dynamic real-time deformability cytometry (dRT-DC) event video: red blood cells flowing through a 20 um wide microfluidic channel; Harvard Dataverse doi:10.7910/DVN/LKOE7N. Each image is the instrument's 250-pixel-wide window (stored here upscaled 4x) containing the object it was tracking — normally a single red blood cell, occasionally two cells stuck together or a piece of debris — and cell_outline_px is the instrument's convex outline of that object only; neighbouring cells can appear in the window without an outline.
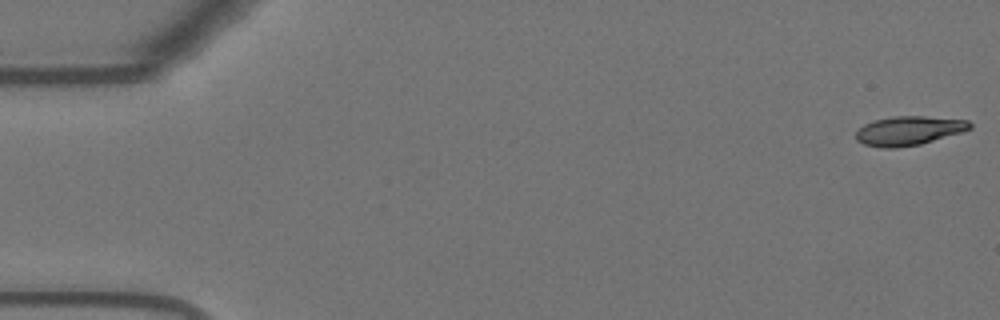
{"species": "Egyptian fruit bat (a non-hibernating species)", "species_latin": "Rousettus aegyptiacus", "temperature_condition": "warm", "stored_images_in_passage": 55, "camera_frame_rate_fps": 3000, "um_per_image_px": 0.085, "animal": {"sex": "female"}, "frame": {"image": 1, "passage_image": 1, "time_ms": 0.0, "image_size_px": [1000, 320], "cell_outline_px": [[972, 128], [964, 132], [920, 144], [896, 148], [880, 148], [864, 144], [856, 140], [856, 132], [864, 124], [872, 120], [892, 116], [924, 116], [968, 120], [972, 124]], "centroid_in_image_um": [77.25, 11.11], "position_along_channel_um": 7.7, "area_um2": 19.54}}
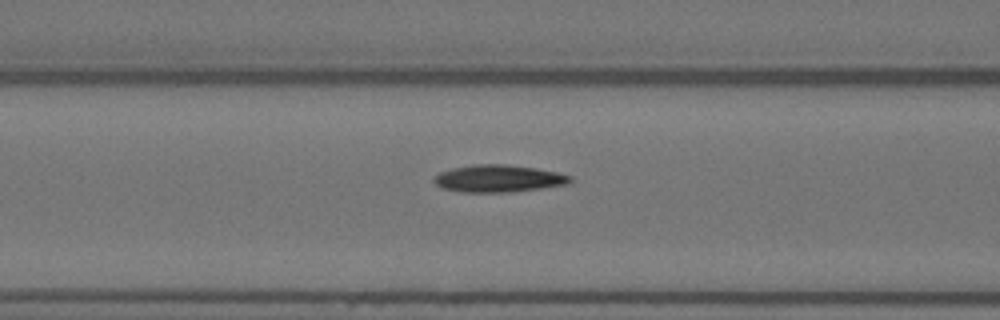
{"frame": {"image": 2, "passage_image": 22, "time_ms": 7.0, "image_size_px": [1000, 320], "cell_outline_px": [[572, 180], [568, 184], [540, 188], [508, 192], [460, 192], [440, 188], [432, 180], [440, 172], [452, 168], [476, 164], [504, 164], [536, 168], [556, 172], [572, 176]], "centroid_in_image_um": [42.34, 15.17], "position_along_channel_um": 124.3, "area_um2": 21.56}}
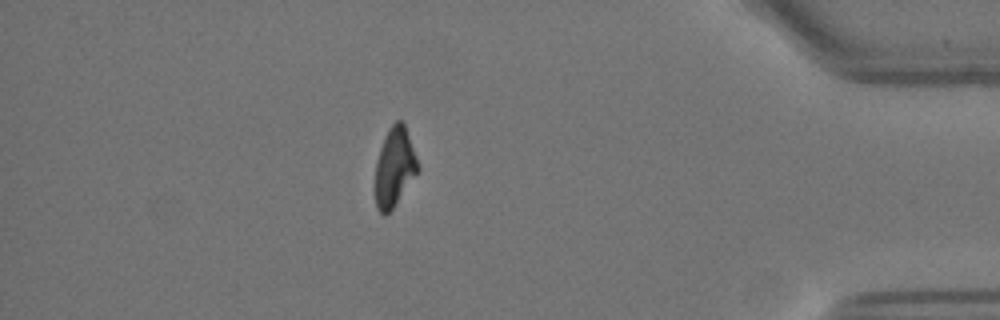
{"frame": {"image": 3, "passage_image": 48, "time_ms": 15.667, "image_size_px": [1000, 320], "cell_outline_px": [[420, 168], [392, 208], [384, 216], [376, 208], [376, 160], [384, 136], [388, 128], [396, 120], [400, 120], [404, 124], [416, 156]], "centroid_in_image_um": [33.52, 14.17], "position_along_channel_um": 401.7, "area_um2": 19.19}, "authors_computed_cell_mechanics": {"area_um2": 20.6346, "velocity_mm_per_s": 3.6844, "shape_relaxation_time_tau1_ms": 8.109, "shape_relaxation_time_tau2_ms": 3.6967, "deformation_change_tau1": 0.2152, "deformation_change_tau2": 0.1204}}